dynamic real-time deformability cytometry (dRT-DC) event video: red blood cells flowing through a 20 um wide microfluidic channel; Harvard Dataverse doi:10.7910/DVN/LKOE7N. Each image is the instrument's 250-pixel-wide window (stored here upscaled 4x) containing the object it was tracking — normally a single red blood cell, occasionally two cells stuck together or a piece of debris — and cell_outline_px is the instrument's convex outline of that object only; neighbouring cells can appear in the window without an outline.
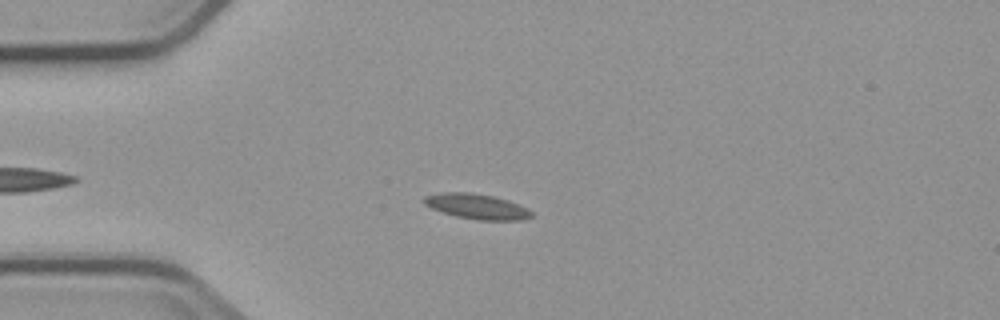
{"species": "common noctule bat (a hibernating species)", "species_latin": "Nyctalus noctula", "temperature_condition": "cold", "stored_images_in_passage": 3, "camera_frame_rate_fps": 3000, "um_per_image_px": 0.085, "animal": {"sex": "male", "body_mass_g": 23.1, "forearm_length_mm": 52.7}, "frame": {"image": 1, "passage_image": 3, "time_ms": 2.333, "image_size_px": [1000, 320], "cell_outline_px": [[532, 216], [520, 220], [480, 220], [456, 216], [432, 208], [424, 204], [424, 196], [440, 192], [468, 192], [496, 196], [508, 200], [528, 208], [532, 212]], "centroid_in_image_um": [40.54, 17.53], "position_along_channel_um": 44.5, "area_um2": 15.72}}